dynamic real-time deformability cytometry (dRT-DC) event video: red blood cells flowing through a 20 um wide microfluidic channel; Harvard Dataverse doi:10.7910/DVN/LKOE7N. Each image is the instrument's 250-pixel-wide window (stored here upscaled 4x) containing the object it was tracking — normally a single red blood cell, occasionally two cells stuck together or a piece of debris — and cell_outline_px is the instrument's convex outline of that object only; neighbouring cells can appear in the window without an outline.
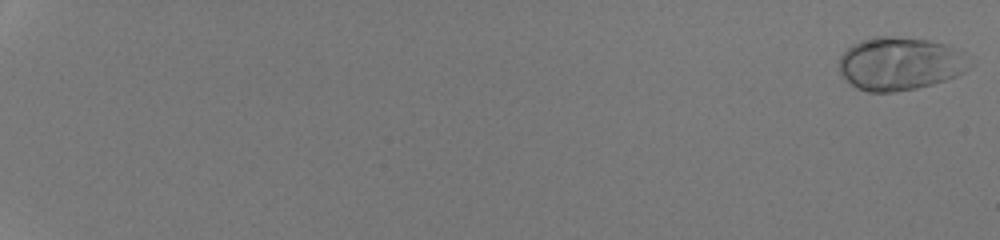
{"species": "human", "species_latin": "Homo sapiens", "temperature_condition": "room temperature", "stored_images_in_passage": 53, "camera_frame_rate_fps": 3000, "um_per_image_px": 0.085, "donor": {"sex": "male"}, "frame": {"image": 1, "passage_image": 1, "time_ms": 0.0, "image_size_px": [1000, 240], "cell_outline_px": [[964, 72], [956, 76], [932, 84], [916, 88], [896, 92], [868, 92], [856, 88], [840, 76], [840, 56], [852, 44], [860, 40], [876, 36], [892, 36], [928, 40], [944, 44], [952, 48]], "centroid_in_image_um": [76.28, 5.43], "position_along_channel_um": 8.7, "area_um2": 39.07}}
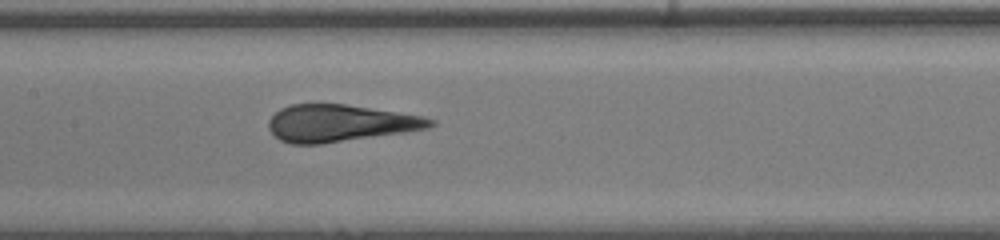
{"frame": {"image": 2, "passage_image": 31, "time_ms": 10.0, "image_size_px": [1000, 240], "cell_outline_px": [[436, 124], [428, 128], [404, 132], [320, 144], [292, 144], [280, 140], [268, 128], [268, 120], [280, 108], [292, 104], [344, 104], [424, 116], [436, 120]], "centroid_in_image_um": [28.89, 10.47], "position_along_channel_um": 178.5, "area_um2": 34.68}}
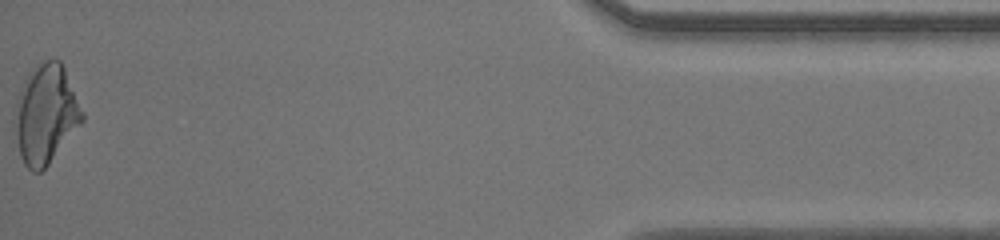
{"frame": {"image": 3, "passage_image": 53, "time_ms": 17.333, "image_size_px": [1000, 240], "cell_outline_px": [[84, 120], [48, 164], [40, 172], [32, 172], [24, 164], [20, 156], [16, 132], [16, 100], [28, 72], [40, 60], [60, 60], [64, 68], [84, 112]], "centroid_in_image_um": [3.9, 9.68], "position_along_channel_um": 431.3, "area_um2": 38.38}, "authors_computed_cell_mechanics": {"area_um2": 35.7204, "velocity_mm_per_s": 4.3309, "shape_relaxation_time_tau1_ms": 7.5243, "shape_relaxation_time_tau2_ms": null, "deformation_change_tau1": 0.304, "deformation_change_tau2": null}}